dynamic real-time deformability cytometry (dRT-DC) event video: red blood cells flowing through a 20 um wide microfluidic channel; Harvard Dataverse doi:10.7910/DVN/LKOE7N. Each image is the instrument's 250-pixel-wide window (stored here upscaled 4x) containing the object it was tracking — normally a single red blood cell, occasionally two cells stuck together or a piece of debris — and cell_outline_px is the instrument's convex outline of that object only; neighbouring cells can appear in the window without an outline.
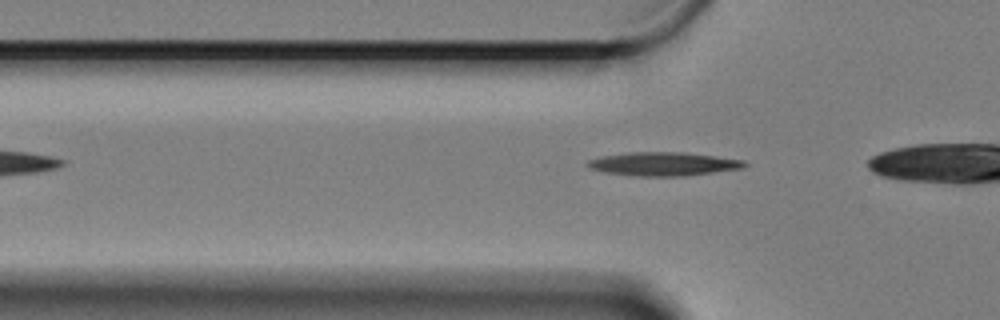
{"species": "Egyptian fruit bat (a non-hibernating species)", "species_latin": "Rousettus aegyptiacus", "temperature_condition": "cold", "stored_images_in_passage": 35, "camera_frame_rate_fps": 3000, "um_per_image_px": 0.085, "animal": {"sex": "female"}, "frame": {"image": 1, "passage_image": 5, "time_ms": 1.333, "image_size_px": [1000, 320], "cell_outline_px": [[748, 164], [744, 168], [684, 176], [636, 176], [604, 172], [588, 168], [584, 164], [588, 160], [600, 156], [628, 152], [684, 152], [744, 160]], "centroid_in_image_um": [56.35, 13.93], "position_along_channel_um": 69.5, "area_um2": 21.73}}
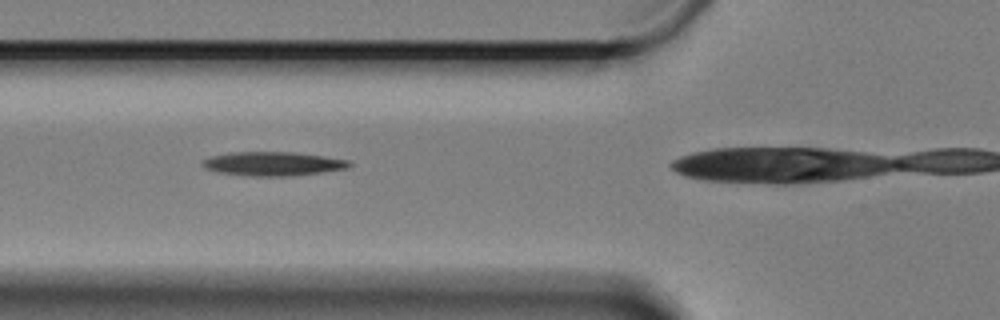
{"frame": {"image": 2, "passage_image": 8, "time_ms": 2.333, "image_size_px": [1000, 320], "cell_outline_px": [[352, 164], [348, 168], [292, 176], [248, 176], [216, 172], [204, 168], [200, 164], [204, 160], [212, 156], [232, 152], [292, 152], [324, 156], [348, 160]], "centroid_in_image_um": [23.17, 13.92], "position_along_channel_um": 102.6, "area_um2": 20.46}}
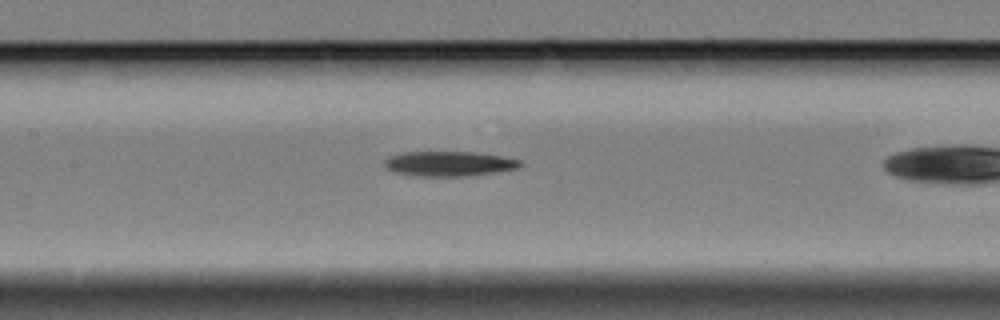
{"frame": {"image": 3, "passage_image": 14, "time_ms": 4.333, "image_size_px": [1000, 320], "cell_outline_px": [[524, 164], [520, 168], [468, 176], [416, 176], [392, 172], [384, 164], [384, 160], [392, 156], [404, 152], [476, 152], [504, 156], [524, 160]], "centroid_in_image_um": [38.25, 13.91], "position_along_channel_um": 169.2, "area_um2": 19.88}}